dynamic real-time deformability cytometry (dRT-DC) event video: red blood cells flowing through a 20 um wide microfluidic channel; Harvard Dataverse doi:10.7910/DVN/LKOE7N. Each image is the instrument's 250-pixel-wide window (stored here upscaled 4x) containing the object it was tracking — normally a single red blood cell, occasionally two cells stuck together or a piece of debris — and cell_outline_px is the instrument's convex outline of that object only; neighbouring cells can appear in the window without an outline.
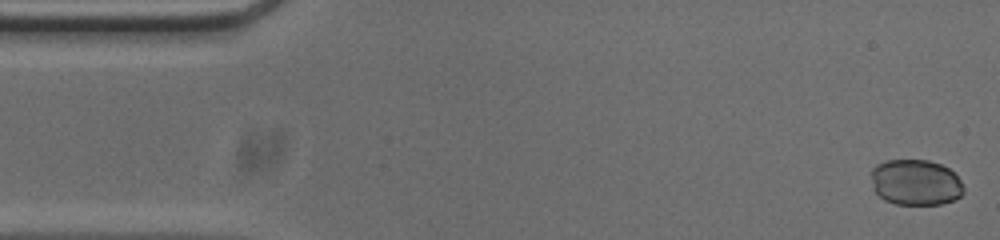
{"species": "common noctule bat (a hibernating species)", "species_latin": "Nyctalus noctula", "temperature_condition": "cold", "stored_images_in_passage": 13, "camera_frame_rate_fps": 3000, "um_per_image_px": 0.085, "animal": {"sex": "male", "body_mass_g": 20.0, "forearm_length_mm": 53.3}, "frame": {"image": 1, "passage_image": 1, "time_ms": 0.0, "image_size_px": [1000, 240], "cell_outline_px": [[964, 192], [960, 196], [952, 200], [940, 204], [896, 204], [884, 200], [872, 188], [872, 168], [876, 164], [884, 160], [928, 160], [940, 164], [948, 168], [960, 180], [964, 188]], "centroid_in_image_um": [77.8, 15.5], "position_along_channel_um": 7.2, "area_um2": 24.68}}